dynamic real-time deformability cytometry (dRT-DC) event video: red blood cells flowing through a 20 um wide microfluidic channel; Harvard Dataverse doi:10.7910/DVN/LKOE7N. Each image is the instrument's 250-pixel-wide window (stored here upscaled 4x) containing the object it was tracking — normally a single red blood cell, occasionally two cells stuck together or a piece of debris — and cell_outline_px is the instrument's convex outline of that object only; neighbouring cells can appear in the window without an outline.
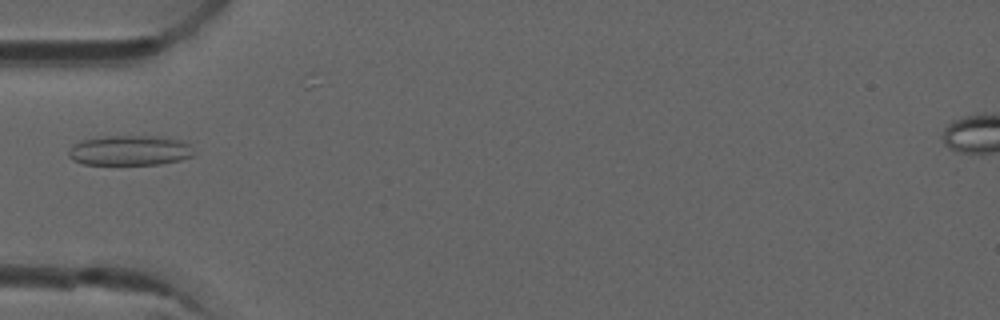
{"species": "common noctule bat (a hibernating species)", "species_latin": "Nyctalus noctula", "temperature_condition": "room temperature", "stored_images_in_passage": 6, "camera_frame_rate_fps": 3000, "um_per_image_px": 0.085, "animal": {"sex": "male", "forearm_length_mm": 52.5}, "frame": {"image": 1, "passage_image": 4, "time_ms": 1.0, "image_size_px": [1000, 320], "cell_outline_px": [[196, 156], [180, 160], [160, 164], [84, 164], [72, 160], [68, 156], [68, 148], [72, 144], [80, 140], [104, 136], [156, 136], [180, 140], [188, 144], [196, 152]], "centroid_in_image_um": [11.02, 12.78], "position_along_channel_um": 74.0, "area_um2": 22.2}}
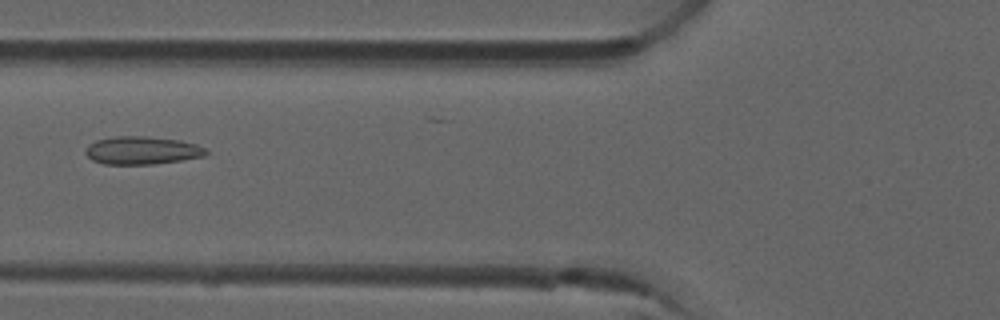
{"frame": {"image": 2, "passage_image": 5, "time_ms": 1.333, "image_size_px": [1000, 320], "cell_outline_px": [[208, 152], [204, 156], [180, 160], [152, 164], [104, 164], [92, 160], [84, 152], [88, 144], [96, 140], [116, 136], [144, 136], [180, 140], [196, 144], [208, 148]], "centroid_in_image_um": [12.07, 12.78], "position_along_channel_um": 113.7, "area_um2": 19.65}}